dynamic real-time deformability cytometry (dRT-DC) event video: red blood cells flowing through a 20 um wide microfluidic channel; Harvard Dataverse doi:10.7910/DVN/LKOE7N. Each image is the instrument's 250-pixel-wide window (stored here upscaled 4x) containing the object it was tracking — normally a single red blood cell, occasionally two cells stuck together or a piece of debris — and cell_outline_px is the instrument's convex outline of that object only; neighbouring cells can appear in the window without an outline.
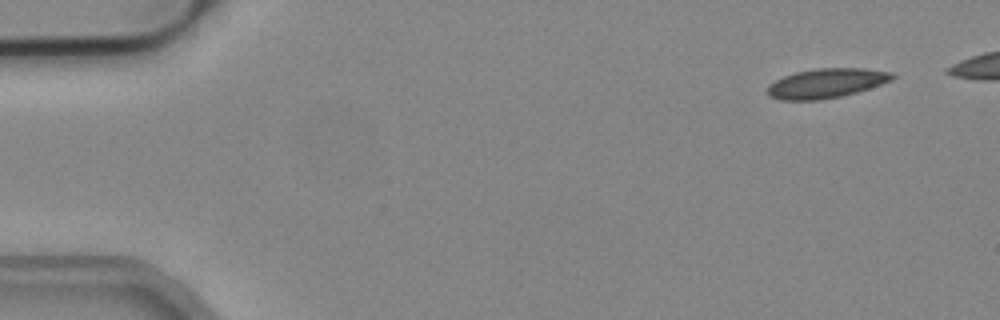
{"species": "common noctule bat (a hibernating species)", "species_latin": "Nyctalus noctula", "temperature_condition": "cold", "stored_images_in_passage": 8, "camera_frame_rate_fps": 3000, "um_per_image_px": 0.085, "animal": {"sex": "male", "body_mass_g": 19.2, "forearm_length_mm": 51.8}, "frame": {"image": 1, "passage_image": 1, "time_ms": 0.0, "image_size_px": [1000, 320], "cell_outline_px": [[896, 76], [892, 80], [856, 92], [840, 96], [820, 100], [780, 100], [768, 96], [764, 92], [768, 84], [784, 76], [796, 72], [816, 68], [864, 68], [892, 72]], "centroid_in_image_um": [70.18, 7.08], "position_along_channel_um": 14.8, "area_um2": 21.56}}